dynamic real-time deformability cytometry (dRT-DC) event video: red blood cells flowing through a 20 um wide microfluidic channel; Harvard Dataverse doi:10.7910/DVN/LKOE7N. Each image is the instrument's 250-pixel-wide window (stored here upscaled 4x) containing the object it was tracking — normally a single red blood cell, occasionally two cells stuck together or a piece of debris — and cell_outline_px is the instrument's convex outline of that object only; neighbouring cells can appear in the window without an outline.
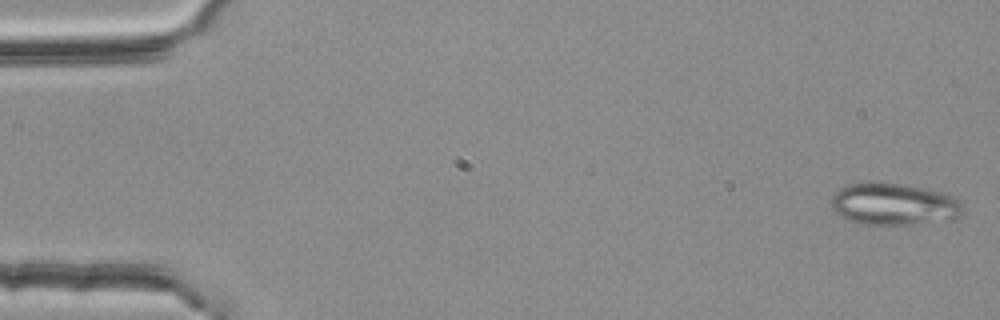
{"species": "common noctule bat (a hibernating species)", "species_latin": "Nyctalus noctula", "temperature_condition": "room temperature", "stored_images_in_passage": 54, "camera_frame_rate_fps": 3000, "um_per_image_px": 0.085, "animal": {"sex": "female", "body_mass_g": 25.1}, "frame": {"image": 1, "passage_image": 1, "time_ms": 0.0, "image_size_px": [1000, 320], "cell_outline_px": [[964, 212], [956, 220], [884, 228], [856, 224], [832, 212], [828, 204], [832, 196], [840, 188], [848, 184], [900, 184], [924, 188], [944, 192], [960, 200], [964, 204]], "centroid_in_image_um": [76.0, 17.44], "position_along_channel_um": 9.0, "area_um2": 33.58}}
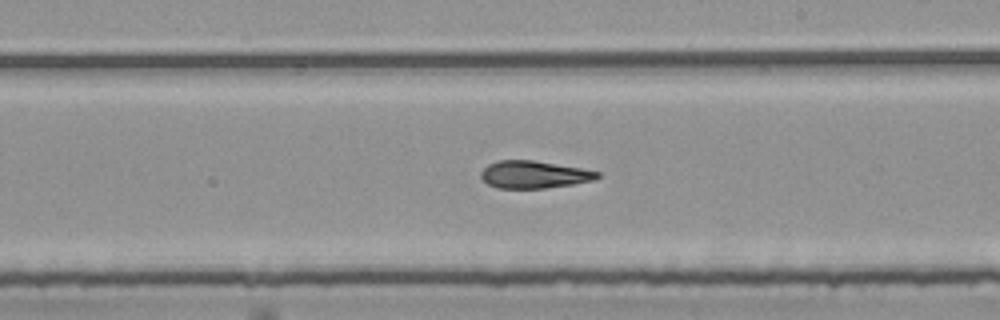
{"frame": {"image": 2, "passage_image": 31, "time_ms": 10.0, "image_size_px": [1000, 320], "cell_outline_px": [[600, 176], [596, 180], [572, 184], [544, 188], [496, 188], [488, 184], [480, 176], [480, 172], [488, 164], [496, 160], [536, 160], [580, 168], [600, 172]], "centroid_in_image_um": [45.38, 14.83], "position_along_channel_um": 243.6, "area_um2": 18.67}}
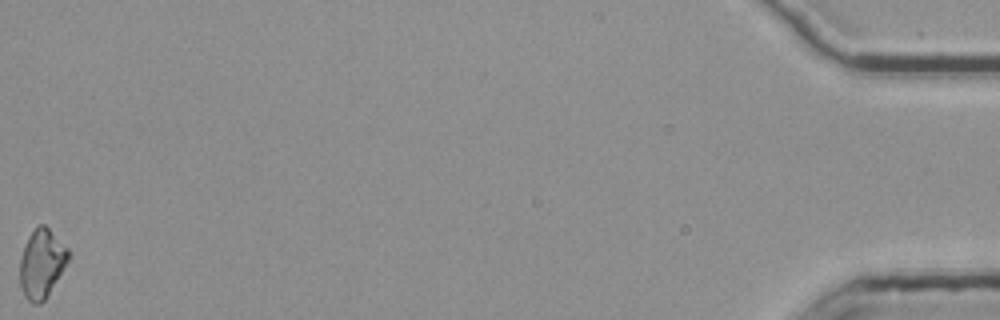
{"frame": {"image": 3, "passage_image": 54, "time_ms": 17.667, "image_size_px": [1000, 320], "cell_outline_px": [[68, 260], [64, 268], [44, 300], [40, 304], [32, 304], [24, 296], [20, 288], [20, 260], [28, 236], [40, 224], [44, 224], [68, 248]], "centroid_in_image_um": [3.52, 22.42], "position_along_channel_um": 431.7, "area_um2": 19.07}, "authors_computed_cell_mechanics": {"area_um2": 19.4497, "velocity_mm_per_s": 3.7876, "shape_relaxation_time_tau1_ms": null, "shape_relaxation_time_tau2_ms": 6.3514, "deformation_change_tau1": null, "deformation_change_tau2": 0.1527}}